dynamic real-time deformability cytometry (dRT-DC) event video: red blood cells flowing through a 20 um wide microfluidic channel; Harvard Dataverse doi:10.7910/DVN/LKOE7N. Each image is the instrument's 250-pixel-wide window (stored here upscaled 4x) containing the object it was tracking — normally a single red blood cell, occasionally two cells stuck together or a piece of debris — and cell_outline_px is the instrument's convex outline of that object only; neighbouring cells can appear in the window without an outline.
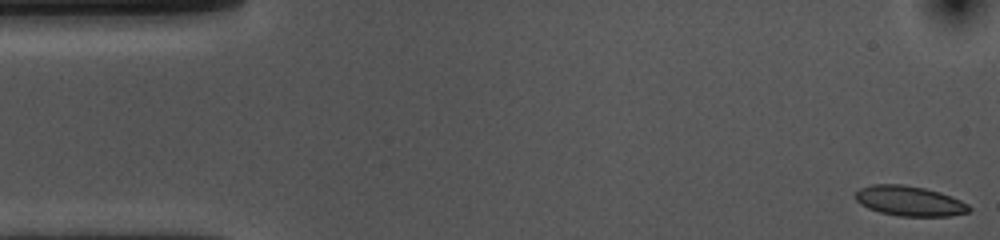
{"species": "common noctule bat (a hibernating species)", "species_latin": "Nyctalus noctula", "temperature_condition": "cold", "stored_images_in_passage": 54, "camera_frame_rate_fps": 3000, "um_per_image_px": 0.085, "animal": {"sex": "female", "body_mass_g": 10.0, "forearm_length_mm": 53.1}, "frame": {"image": 1, "passage_image": 1, "time_ms": 0.0, "image_size_px": [1000, 240], "cell_outline_px": [[972, 208], [968, 212], [952, 216], [900, 216], [880, 212], [868, 208], [860, 204], [856, 200], [856, 192], [860, 188], [872, 184], [904, 184], [924, 188], [940, 192], [952, 196], [968, 204]], "centroid_in_image_um": [77.32, 17.08], "position_along_channel_um": 7.7, "area_um2": 19.94}}
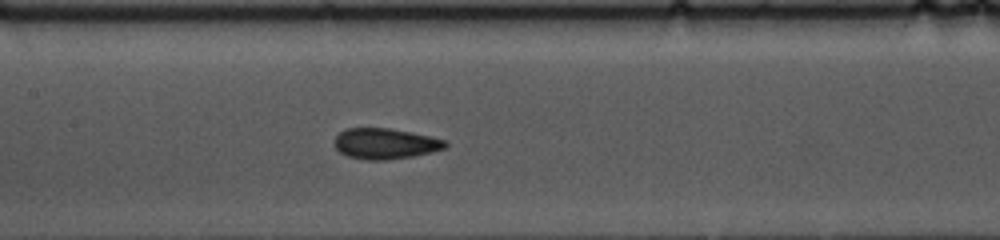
{"frame": {"image": 2, "passage_image": 24, "time_ms": 7.667, "image_size_px": [1000, 240], "cell_outline_px": [[448, 148], [432, 152], [412, 156], [388, 160], [368, 160], [348, 156], [340, 152], [336, 148], [336, 136], [344, 128], [388, 128], [412, 132], [432, 136], [448, 140]], "centroid_in_image_um": [32.81, 12.2], "position_along_channel_um": 174.6, "area_um2": 20.0}}
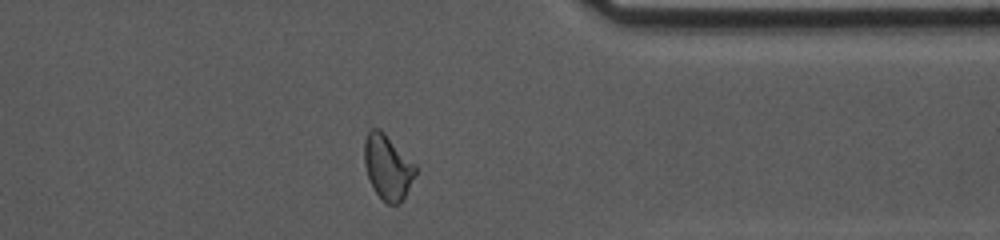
{"frame": {"image": 3, "passage_image": 42, "time_ms": 13.667, "image_size_px": [1000, 240], "cell_outline_px": [[416, 172], [404, 196], [396, 204], [388, 204], [376, 192], [368, 176], [364, 164], [364, 140], [368, 132], [372, 128], [380, 128], [416, 164]], "centroid_in_image_um": [32.94, 14.14], "position_along_channel_um": 378.5, "area_um2": 18.96}, "authors_computed_cell_mechanics": {"area_um2": 19.8543, "velocity_mm_per_s": 3.61, "shape_relaxation_time_tau1_ms": 5.5335, "shape_relaxation_time_tau2_ms": 1.5189, "deformation_change_tau1": 0.1281, "deformation_change_tau2": 0.0553}}